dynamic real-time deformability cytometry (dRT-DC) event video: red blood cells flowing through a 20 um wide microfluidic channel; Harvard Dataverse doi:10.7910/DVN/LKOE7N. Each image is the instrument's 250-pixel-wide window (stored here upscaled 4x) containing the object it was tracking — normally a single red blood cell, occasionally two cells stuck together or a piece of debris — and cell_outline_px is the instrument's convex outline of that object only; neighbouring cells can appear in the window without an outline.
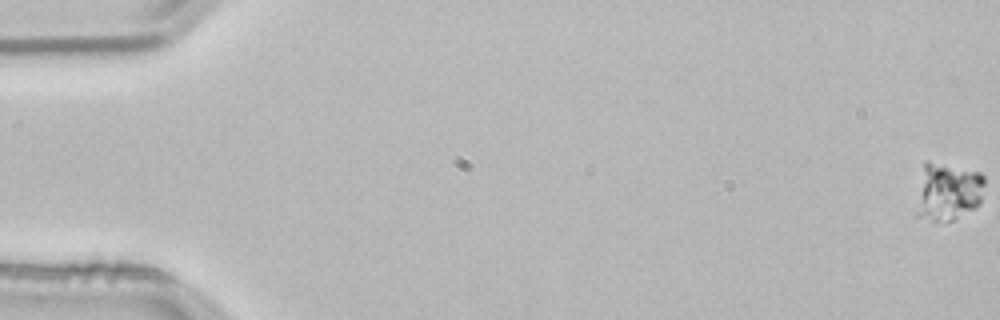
{"species": "common noctule bat (a hibernating species)", "species_latin": "Nyctalus noctula", "temperature_condition": "room temperature", "stored_images_in_passage": 55, "camera_frame_rate_fps": 3000, "um_per_image_px": 0.085, "animal": {"sex": "male", "body_mass_g": 21.5, "forearm_length_mm": 52.0}, "frame": {"image": 1, "passage_image": 1, "time_ms": 0.0, "image_size_px": [1000, 320], "cell_outline_px": [[984, 184], [980, 204], [976, 208], [952, 220], [936, 224], [916, 216], [916, 212], [924, 160], [928, 160], [980, 172], [984, 176]], "centroid_in_image_um": [80.57, 16.32], "position_along_channel_um": 4.4, "area_um2": 23.35}}
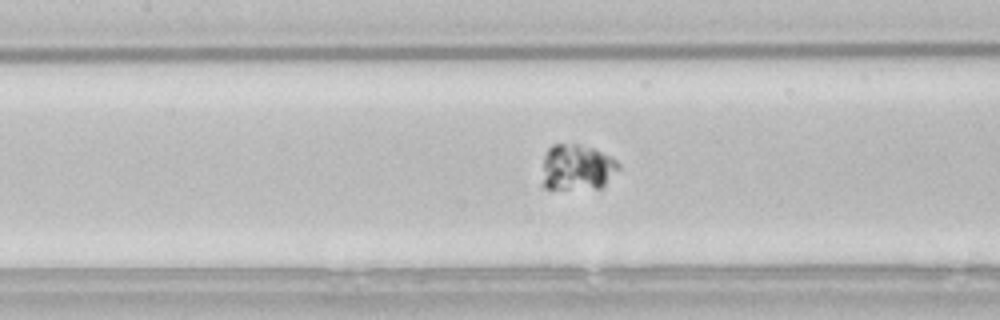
{"frame": {"image": 2, "passage_image": 26, "time_ms": 8.333, "image_size_px": [1000, 320], "cell_outline_px": [[620, 168], [600, 188], [540, 188], [540, 184], [544, 156], [548, 148], [552, 144], [576, 144], [592, 148], [616, 160], [620, 164]], "centroid_in_image_um": [48.98, 14.23], "position_along_channel_um": 158.4, "area_um2": 20.46}}
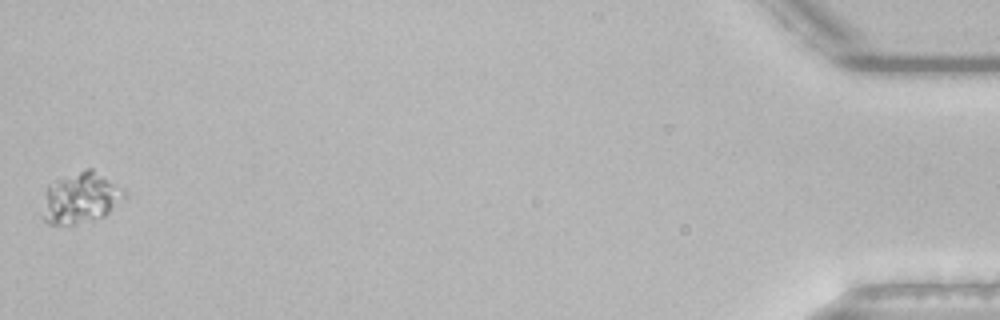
{"frame": {"image": 3, "passage_image": 55, "time_ms": 18.0, "image_size_px": [1000, 320], "cell_outline_px": [[128, 196], [104, 216], [92, 220], [72, 224], [48, 224], [44, 220], [44, 216], [48, 184], [88, 168], [92, 168], [124, 188], [128, 192]], "centroid_in_image_um": [6.96, 16.82], "position_along_channel_um": 428.2, "area_um2": 23.81}}